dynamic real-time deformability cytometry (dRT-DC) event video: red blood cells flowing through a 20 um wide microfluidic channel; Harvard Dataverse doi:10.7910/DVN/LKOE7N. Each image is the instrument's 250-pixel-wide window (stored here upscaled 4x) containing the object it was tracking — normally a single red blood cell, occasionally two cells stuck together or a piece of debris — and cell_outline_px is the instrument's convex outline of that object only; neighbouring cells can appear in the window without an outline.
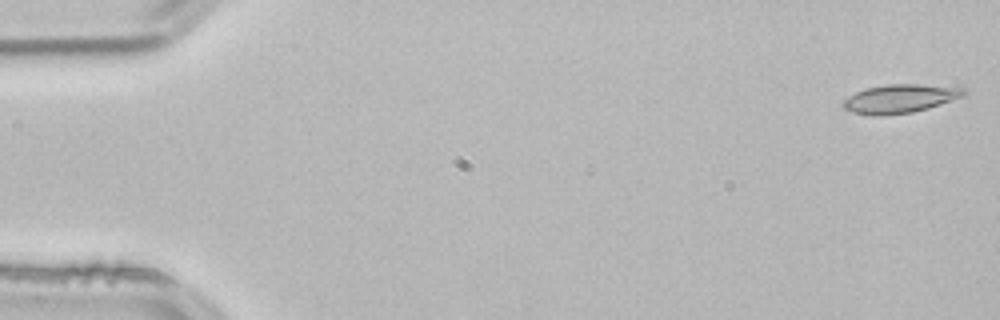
{"species": "common noctule bat (a hibernating species)", "species_latin": "Nyctalus noctula", "temperature_condition": "room temperature", "stored_images_in_passage": 53, "camera_frame_rate_fps": 3000, "um_per_image_px": 0.085, "animal": {"sex": "male", "body_mass_g": 21.5, "forearm_length_mm": 52.0}, "frame": {"image": 1, "passage_image": 1, "time_ms": 0.0, "image_size_px": [1000, 320], "cell_outline_px": [[968, 92], [964, 96], [928, 108], [912, 112], [876, 116], [852, 112], [844, 108], [840, 104], [848, 96], [864, 88], [888, 84], [916, 84], [964, 88]], "centroid_in_image_um": [76.47, 8.38], "position_along_channel_um": 8.5, "area_um2": 20.06}}
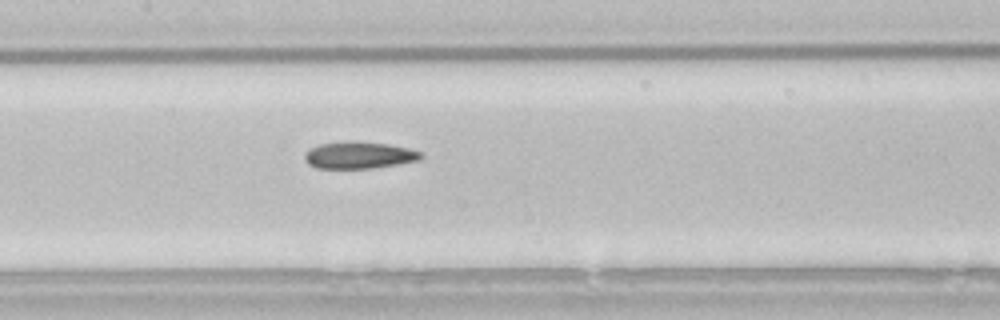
{"frame": {"image": 2, "passage_image": 25, "time_ms": 8.0, "image_size_px": [1000, 320], "cell_outline_px": [[424, 156], [420, 160], [372, 168], [316, 168], [308, 164], [304, 160], [304, 152], [320, 144], [388, 144], [408, 148], [420, 152]], "centroid_in_image_um": [30.52, 13.24], "position_along_channel_um": 176.9, "area_um2": 17.28}}
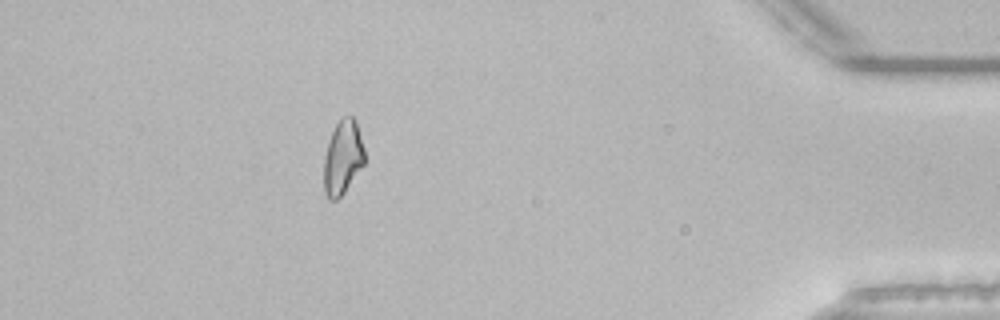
{"frame": {"image": 3, "passage_image": 47, "time_ms": 15.333, "image_size_px": [1000, 320], "cell_outline_px": [[364, 164], [344, 192], [336, 200], [328, 200], [324, 192], [324, 156], [328, 140], [336, 124], [344, 116], [352, 116], [356, 120], [364, 148]], "centroid_in_image_um": [29.12, 13.39], "position_along_channel_um": 406.1, "area_um2": 17.57}, "authors_computed_cell_mechanics": {"area_um2": 18.5538, "velocity_mm_per_s": 3.8338, "shape_relaxation_time_tau1_ms": null, "shape_relaxation_time_tau2_ms": 6.5938, "deformation_change_tau1": null, "deformation_change_tau2": 0.1565}}